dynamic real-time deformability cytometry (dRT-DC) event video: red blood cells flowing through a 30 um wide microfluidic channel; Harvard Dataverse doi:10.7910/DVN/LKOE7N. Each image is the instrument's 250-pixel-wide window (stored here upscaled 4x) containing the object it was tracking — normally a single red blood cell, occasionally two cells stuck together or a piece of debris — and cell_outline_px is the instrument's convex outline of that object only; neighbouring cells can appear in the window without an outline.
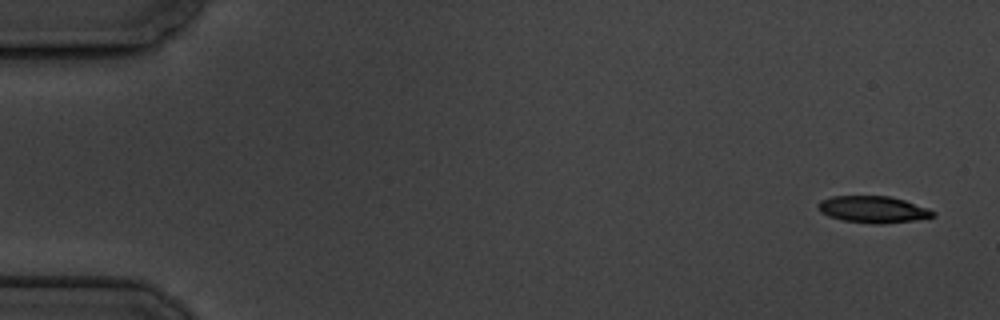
{"species": "common noctule bat (a hibernating species)", "species_latin": "Nyctalus noctula", "temperature_condition": "cold", "stored_images_in_passage": 6, "camera_frame_rate_fps": 3000, "um_per_image_px": 0.085, "animal": {"sex": "male", "body_mass_g": 19.5, "forearm_length_mm": 54.6}, "frame": {"image": 1, "passage_image": 1, "time_ms": 0.0, "image_size_px": [1000, 320], "cell_outline_px": [[936, 216], [916, 220], [880, 224], [844, 220], [828, 216], [820, 212], [816, 204], [820, 200], [832, 196], [888, 196], [904, 200], [928, 208], [936, 212]], "centroid_in_image_um": [74.21, 17.79], "position_along_channel_um": 10.8, "area_um2": 17.86}}
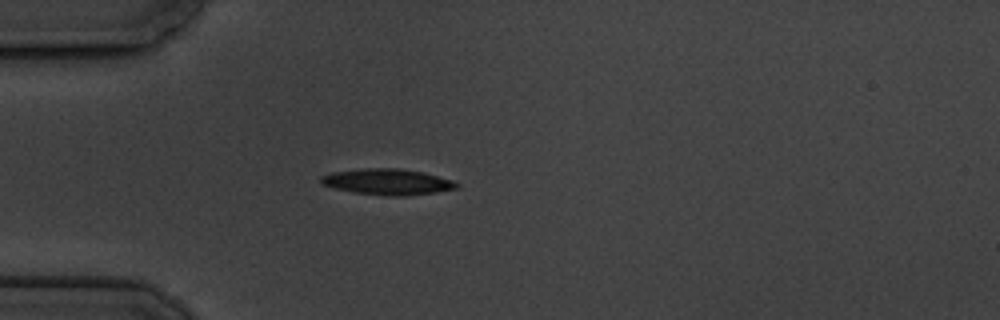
{"frame": {"image": 2, "passage_image": 5, "time_ms": 4.667, "image_size_px": [1000, 320], "cell_outline_px": [[460, 188], [436, 192], [404, 196], [392, 196], [352, 192], [320, 184], [320, 176], [332, 172], [364, 168], [396, 168], [424, 172], [452, 180], [460, 184]], "centroid_in_image_um": [32.95, 15.45], "position_along_channel_um": 52.1, "area_um2": 20.58}}